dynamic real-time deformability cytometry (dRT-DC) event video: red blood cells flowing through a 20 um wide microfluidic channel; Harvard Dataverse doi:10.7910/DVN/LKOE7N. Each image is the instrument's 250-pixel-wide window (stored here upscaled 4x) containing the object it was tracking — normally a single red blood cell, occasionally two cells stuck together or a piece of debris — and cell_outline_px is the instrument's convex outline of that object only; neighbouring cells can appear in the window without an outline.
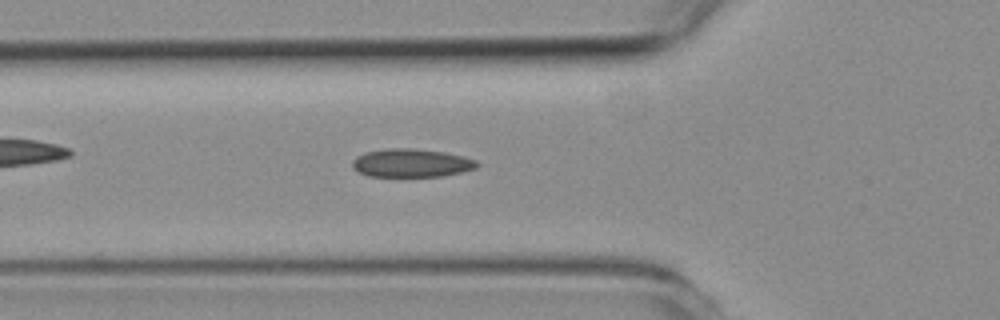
{"species": "common noctule bat (a hibernating species)", "species_latin": "Nyctalus noctula", "temperature_condition": "room temperature", "stored_images_in_passage": 53, "camera_frame_rate_fps": 3000, "um_per_image_px": 0.085, "animal": {"sex": "female", "body_mass_g": 19.3, "forearm_length_mm": 54.1}, "frame": {"image": 1, "passage_image": 18, "time_ms": 5.667, "image_size_px": [1000, 320], "cell_outline_px": [[480, 164], [476, 168], [464, 172], [444, 176], [368, 176], [352, 168], [352, 160], [356, 156], [368, 152], [388, 148], [412, 148], [444, 152], [464, 156], [476, 160]], "centroid_in_image_um": [35.0, 13.85], "position_along_channel_um": 90.8, "area_um2": 20.63}}
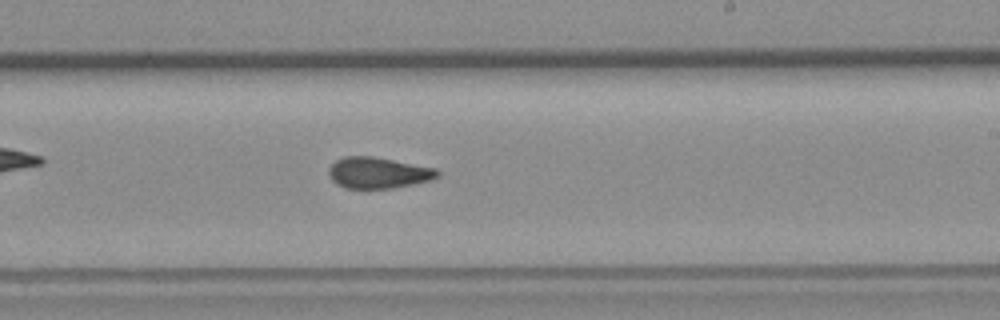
{"frame": {"image": 2, "passage_image": 31, "time_ms": 10.0, "image_size_px": [1000, 320], "cell_outline_px": [[440, 176], [432, 180], [392, 188], [344, 188], [336, 184], [332, 180], [328, 172], [328, 168], [336, 160], [344, 156], [372, 156], [436, 168], [440, 172]], "centroid_in_image_um": [32.15, 14.68], "position_along_channel_um": 256.9, "area_um2": 19.77}}
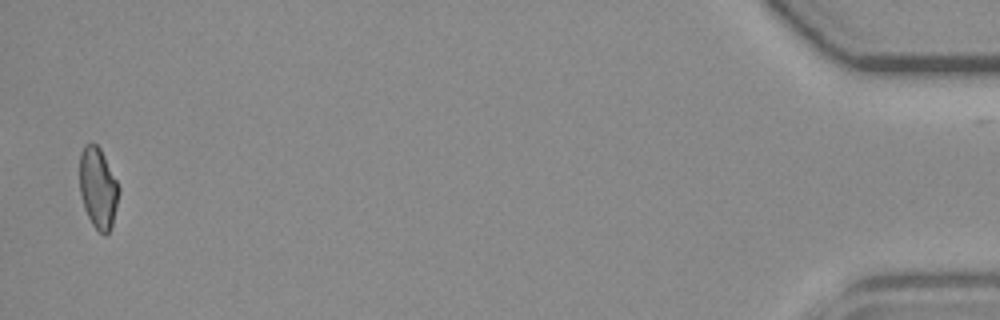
{"frame": {"image": 3, "passage_image": 52, "time_ms": 17.0, "image_size_px": [1000, 320], "cell_outline_px": [[120, 192], [112, 228], [104, 236], [92, 224], [84, 208], [80, 192], [80, 152], [84, 144], [96, 144], [100, 148], [120, 188]], "centroid_in_image_um": [8.34, 16.0], "position_along_channel_um": 426.9, "area_um2": 18.5}}